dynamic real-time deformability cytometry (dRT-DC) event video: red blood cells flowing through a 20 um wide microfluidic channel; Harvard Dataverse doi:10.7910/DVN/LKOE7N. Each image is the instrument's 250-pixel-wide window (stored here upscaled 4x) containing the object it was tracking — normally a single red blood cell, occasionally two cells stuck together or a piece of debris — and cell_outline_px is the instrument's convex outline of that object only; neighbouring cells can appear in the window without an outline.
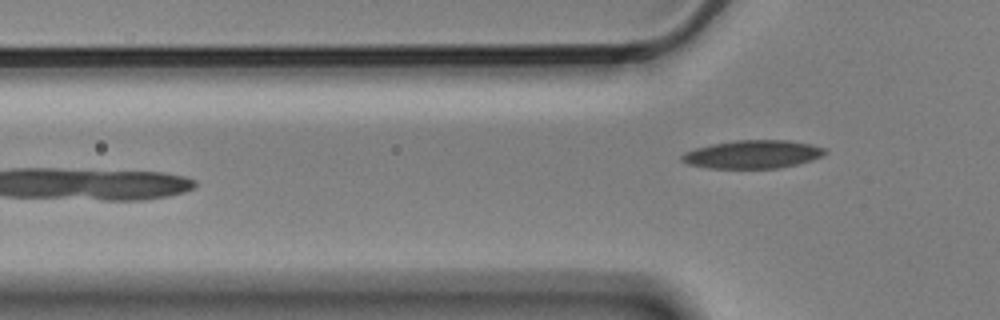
{"species": "Egyptian fruit bat (a non-hibernating species)", "species_latin": "Rousettus aegyptiacus", "temperature_condition": "cold", "stored_images_in_passage": 7, "camera_frame_rate_fps": 3000, "um_per_image_px": 0.085, "animal": {"sex": "male"}, "frame": {"image": 1, "passage_image": 7, "time_ms": 2.0, "image_size_px": [1000, 320], "cell_outline_px": [[828, 152], [824, 156], [812, 160], [780, 168], [708, 168], [688, 164], [680, 160], [680, 156], [684, 152], [696, 148], [712, 144], [736, 140], [788, 140], [812, 144], [828, 148]], "centroid_in_image_um": [64.02, 13.11], "position_along_channel_um": 61.8, "area_um2": 23.76}}